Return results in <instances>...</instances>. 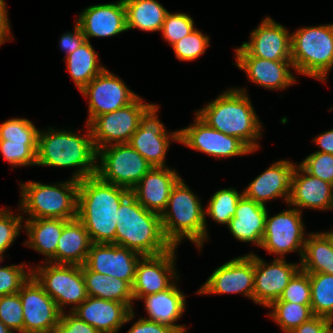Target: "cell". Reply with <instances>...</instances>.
I'll list each match as a JSON object with an SVG mask.
<instances>
[{
  "instance_id": "obj_2",
  "label": "cell",
  "mask_w": 333,
  "mask_h": 333,
  "mask_svg": "<svg viewBox=\"0 0 333 333\" xmlns=\"http://www.w3.org/2000/svg\"><path fill=\"white\" fill-rule=\"evenodd\" d=\"M84 134L72 130H39L36 166L75 168L72 179L83 180L96 175L97 150L93 143L90 126Z\"/></svg>"
},
{
  "instance_id": "obj_48",
  "label": "cell",
  "mask_w": 333,
  "mask_h": 333,
  "mask_svg": "<svg viewBox=\"0 0 333 333\" xmlns=\"http://www.w3.org/2000/svg\"><path fill=\"white\" fill-rule=\"evenodd\" d=\"M86 38L82 33L79 25L75 22L73 31L64 32L59 39V46L65 52V57L71 54L74 50L78 49L84 42Z\"/></svg>"
},
{
  "instance_id": "obj_24",
  "label": "cell",
  "mask_w": 333,
  "mask_h": 333,
  "mask_svg": "<svg viewBox=\"0 0 333 333\" xmlns=\"http://www.w3.org/2000/svg\"><path fill=\"white\" fill-rule=\"evenodd\" d=\"M72 313L100 333H118L136 315L124 303L93 296H88Z\"/></svg>"
},
{
  "instance_id": "obj_54",
  "label": "cell",
  "mask_w": 333,
  "mask_h": 333,
  "mask_svg": "<svg viewBox=\"0 0 333 333\" xmlns=\"http://www.w3.org/2000/svg\"><path fill=\"white\" fill-rule=\"evenodd\" d=\"M332 229H333V227H332ZM325 233L329 236L330 241H331L332 246H333V230L325 231Z\"/></svg>"
},
{
  "instance_id": "obj_30",
  "label": "cell",
  "mask_w": 333,
  "mask_h": 333,
  "mask_svg": "<svg viewBox=\"0 0 333 333\" xmlns=\"http://www.w3.org/2000/svg\"><path fill=\"white\" fill-rule=\"evenodd\" d=\"M91 245L84 224L78 218L69 220L63 227L56 248V264L84 265Z\"/></svg>"
},
{
  "instance_id": "obj_33",
  "label": "cell",
  "mask_w": 333,
  "mask_h": 333,
  "mask_svg": "<svg viewBox=\"0 0 333 333\" xmlns=\"http://www.w3.org/2000/svg\"><path fill=\"white\" fill-rule=\"evenodd\" d=\"M300 269L306 273L333 275V246L325 232H310L305 241Z\"/></svg>"
},
{
  "instance_id": "obj_18",
  "label": "cell",
  "mask_w": 333,
  "mask_h": 333,
  "mask_svg": "<svg viewBox=\"0 0 333 333\" xmlns=\"http://www.w3.org/2000/svg\"><path fill=\"white\" fill-rule=\"evenodd\" d=\"M18 293L23 308L24 333H54L61 312L37 280L31 275Z\"/></svg>"
},
{
  "instance_id": "obj_53",
  "label": "cell",
  "mask_w": 333,
  "mask_h": 333,
  "mask_svg": "<svg viewBox=\"0 0 333 333\" xmlns=\"http://www.w3.org/2000/svg\"><path fill=\"white\" fill-rule=\"evenodd\" d=\"M0 333H14L0 321Z\"/></svg>"
},
{
  "instance_id": "obj_1",
  "label": "cell",
  "mask_w": 333,
  "mask_h": 333,
  "mask_svg": "<svg viewBox=\"0 0 333 333\" xmlns=\"http://www.w3.org/2000/svg\"><path fill=\"white\" fill-rule=\"evenodd\" d=\"M131 191L102 181L97 175L79 180L77 218L92 243L115 244L117 211Z\"/></svg>"
},
{
  "instance_id": "obj_6",
  "label": "cell",
  "mask_w": 333,
  "mask_h": 333,
  "mask_svg": "<svg viewBox=\"0 0 333 333\" xmlns=\"http://www.w3.org/2000/svg\"><path fill=\"white\" fill-rule=\"evenodd\" d=\"M19 186L21 199L18 211L29 216L27 220L77 218L78 180L70 178L56 184L28 180L20 182Z\"/></svg>"
},
{
  "instance_id": "obj_15",
  "label": "cell",
  "mask_w": 333,
  "mask_h": 333,
  "mask_svg": "<svg viewBox=\"0 0 333 333\" xmlns=\"http://www.w3.org/2000/svg\"><path fill=\"white\" fill-rule=\"evenodd\" d=\"M254 252L235 257L217 267L196 294L239 293L253 301Z\"/></svg>"
},
{
  "instance_id": "obj_56",
  "label": "cell",
  "mask_w": 333,
  "mask_h": 333,
  "mask_svg": "<svg viewBox=\"0 0 333 333\" xmlns=\"http://www.w3.org/2000/svg\"><path fill=\"white\" fill-rule=\"evenodd\" d=\"M3 262V257L0 256V263Z\"/></svg>"
},
{
  "instance_id": "obj_42",
  "label": "cell",
  "mask_w": 333,
  "mask_h": 333,
  "mask_svg": "<svg viewBox=\"0 0 333 333\" xmlns=\"http://www.w3.org/2000/svg\"><path fill=\"white\" fill-rule=\"evenodd\" d=\"M38 128L27 118H11L0 124V140L38 141Z\"/></svg>"
},
{
  "instance_id": "obj_51",
  "label": "cell",
  "mask_w": 333,
  "mask_h": 333,
  "mask_svg": "<svg viewBox=\"0 0 333 333\" xmlns=\"http://www.w3.org/2000/svg\"><path fill=\"white\" fill-rule=\"evenodd\" d=\"M7 9L5 0H0V46L13 38Z\"/></svg>"
},
{
  "instance_id": "obj_31",
  "label": "cell",
  "mask_w": 333,
  "mask_h": 333,
  "mask_svg": "<svg viewBox=\"0 0 333 333\" xmlns=\"http://www.w3.org/2000/svg\"><path fill=\"white\" fill-rule=\"evenodd\" d=\"M82 273L88 296L121 302L133 310L132 286L127 281L90 271L85 265H82Z\"/></svg>"
},
{
  "instance_id": "obj_9",
  "label": "cell",
  "mask_w": 333,
  "mask_h": 333,
  "mask_svg": "<svg viewBox=\"0 0 333 333\" xmlns=\"http://www.w3.org/2000/svg\"><path fill=\"white\" fill-rule=\"evenodd\" d=\"M96 175L104 182L131 191L153 167L129 143L112 144L97 151Z\"/></svg>"
},
{
  "instance_id": "obj_5",
  "label": "cell",
  "mask_w": 333,
  "mask_h": 333,
  "mask_svg": "<svg viewBox=\"0 0 333 333\" xmlns=\"http://www.w3.org/2000/svg\"><path fill=\"white\" fill-rule=\"evenodd\" d=\"M199 197L182 178L173 186L161 214L164 236L172 246L178 247L185 238L202 250L206 242L205 207Z\"/></svg>"
},
{
  "instance_id": "obj_8",
  "label": "cell",
  "mask_w": 333,
  "mask_h": 333,
  "mask_svg": "<svg viewBox=\"0 0 333 333\" xmlns=\"http://www.w3.org/2000/svg\"><path fill=\"white\" fill-rule=\"evenodd\" d=\"M44 263L31 268L32 276L56 302L61 313L66 312L68 306L72 312L88 297L82 266Z\"/></svg>"
},
{
  "instance_id": "obj_52",
  "label": "cell",
  "mask_w": 333,
  "mask_h": 333,
  "mask_svg": "<svg viewBox=\"0 0 333 333\" xmlns=\"http://www.w3.org/2000/svg\"><path fill=\"white\" fill-rule=\"evenodd\" d=\"M312 141L320 148L317 152L333 154V128L315 136Z\"/></svg>"
},
{
  "instance_id": "obj_22",
  "label": "cell",
  "mask_w": 333,
  "mask_h": 333,
  "mask_svg": "<svg viewBox=\"0 0 333 333\" xmlns=\"http://www.w3.org/2000/svg\"><path fill=\"white\" fill-rule=\"evenodd\" d=\"M288 206L303 211L333 210V185L307 173L298 163L291 175Z\"/></svg>"
},
{
  "instance_id": "obj_36",
  "label": "cell",
  "mask_w": 333,
  "mask_h": 333,
  "mask_svg": "<svg viewBox=\"0 0 333 333\" xmlns=\"http://www.w3.org/2000/svg\"><path fill=\"white\" fill-rule=\"evenodd\" d=\"M267 308L268 315L284 333H290L303 322L313 317L311 305H301L288 301H273Z\"/></svg>"
},
{
  "instance_id": "obj_44",
  "label": "cell",
  "mask_w": 333,
  "mask_h": 333,
  "mask_svg": "<svg viewBox=\"0 0 333 333\" xmlns=\"http://www.w3.org/2000/svg\"><path fill=\"white\" fill-rule=\"evenodd\" d=\"M31 275V265L25 263L0 266V296L17 293Z\"/></svg>"
},
{
  "instance_id": "obj_26",
  "label": "cell",
  "mask_w": 333,
  "mask_h": 333,
  "mask_svg": "<svg viewBox=\"0 0 333 333\" xmlns=\"http://www.w3.org/2000/svg\"><path fill=\"white\" fill-rule=\"evenodd\" d=\"M236 66L254 84L266 89L286 90L298 82L291 60H267L258 57H235Z\"/></svg>"
},
{
  "instance_id": "obj_12",
  "label": "cell",
  "mask_w": 333,
  "mask_h": 333,
  "mask_svg": "<svg viewBox=\"0 0 333 333\" xmlns=\"http://www.w3.org/2000/svg\"><path fill=\"white\" fill-rule=\"evenodd\" d=\"M159 108V105L152 103L144 111L129 144L153 167H167L166 154L171 142H179V130H166L158 117Z\"/></svg>"
},
{
  "instance_id": "obj_50",
  "label": "cell",
  "mask_w": 333,
  "mask_h": 333,
  "mask_svg": "<svg viewBox=\"0 0 333 333\" xmlns=\"http://www.w3.org/2000/svg\"><path fill=\"white\" fill-rule=\"evenodd\" d=\"M126 333H177L174 329L158 322L139 318Z\"/></svg>"
},
{
  "instance_id": "obj_20",
  "label": "cell",
  "mask_w": 333,
  "mask_h": 333,
  "mask_svg": "<svg viewBox=\"0 0 333 333\" xmlns=\"http://www.w3.org/2000/svg\"><path fill=\"white\" fill-rule=\"evenodd\" d=\"M141 257V254L116 244L92 243L84 265L90 271L125 280L133 286Z\"/></svg>"
},
{
  "instance_id": "obj_17",
  "label": "cell",
  "mask_w": 333,
  "mask_h": 333,
  "mask_svg": "<svg viewBox=\"0 0 333 333\" xmlns=\"http://www.w3.org/2000/svg\"><path fill=\"white\" fill-rule=\"evenodd\" d=\"M178 247L154 256H142L137 263L135 280L132 286L134 301L142 297L168 289L178 282L176 252Z\"/></svg>"
},
{
  "instance_id": "obj_35",
  "label": "cell",
  "mask_w": 333,
  "mask_h": 333,
  "mask_svg": "<svg viewBox=\"0 0 333 333\" xmlns=\"http://www.w3.org/2000/svg\"><path fill=\"white\" fill-rule=\"evenodd\" d=\"M243 196V191L238 192L236 188H221L210 197L207 207H205V231L206 241L209 240L207 217L214 222L222 225H228L229 221L235 216L237 203Z\"/></svg>"
},
{
  "instance_id": "obj_19",
  "label": "cell",
  "mask_w": 333,
  "mask_h": 333,
  "mask_svg": "<svg viewBox=\"0 0 333 333\" xmlns=\"http://www.w3.org/2000/svg\"><path fill=\"white\" fill-rule=\"evenodd\" d=\"M266 262L254 253L253 302L264 308L281 297L290 279L300 269V263H288L285 258Z\"/></svg>"
},
{
  "instance_id": "obj_47",
  "label": "cell",
  "mask_w": 333,
  "mask_h": 333,
  "mask_svg": "<svg viewBox=\"0 0 333 333\" xmlns=\"http://www.w3.org/2000/svg\"><path fill=\"white\" fill-rule=\"evenodd\" d=\"M54 333H100L92 325L79 319L72 312L61 313Z\"/></svg>"
},
{
  "instance_id": "obj_41",
  "label": "cell",
  "mask_w": 333,
  "mask_h": 333,
  "mask_svg": "<svg viewBox=\"0 0 333 333\" xmlns=\"http://www.w3.org/2000/svg\"><path fill=\"white\" fill-rule=\"evenodd\" d=\"M25 216L21 213L14 214L11 209H0V256L4 258V253L11 247L21 230Z\"/></svg>"
},
{
  "instance_id": "obj_55",
  "label": "cell",
  "mask_w": 333,
  "mask_h": 333,
  "mask_svg": "<svg viewBox=\"0 0 333 333\" xmlns=\"http://www.w3.org/2000/svg\"><path fill=\"white\" fill-rule=\"evenodd\" d=\"M327 333H333V326L329 329Z\"/></svg>"
},
{
  "instance_id": "obj_13",
  "label": "cell",
  "mask_w": 333,
  "mask_h": 333,
  "mask_svg": "<svg viewBox=\"0 0 333 333\" xmlns=\"http://www.w3.org/2000/svg\"><path fill=\"white\" fill-rule=\"evenodd\" d=\"M194 122L179 130V143L215 159L244 156L253 151L237 137L228 136L203 121L196 113Z\"/></svg>"
},
{
  "instance_id": "obj_4",
  "label": "cell",
  "mask_w": 333,
  "mask_h": 333,
  "mask_svg": "<svg viewBox=\"0 0 333 333\" xmlns=\"http://www.w3.org/2000/svg\"><path fill=\"white\" fill-rule=\"evenodd\" d=\"M117 214L116 245L142 256L159 255L173 247L164 236L161 216L145 209L131 193L121 202Z\"/></svg>"
},
{
  "instance_id": "obj_32",
  "label": "cell",
  "mask_w": 333,
  "mask_h": 333,
  "mask_svg": "<svg viewBox=\"0 0 333 333\" xmlns=\"http://www.w3.org/2000/svg\"><path fill=\"white\" fill-rule=\"evenodd\" d=\"M126 11L127 30L144 32L161 31L169 12L157 0H123Z\"/></svg>"
},
{
  "instance_id": "obj_34",
  "label": "cell",
  "mask_w": 333,
  "mask_h": 333,
  "mask_svg": "<svg viewBox=\"0 0 333 333\" xmlns=\"http://www.w3.org/2000/svg\"><path fill=\"white\" fill-rule=\"evenodd\" d=\"M63 60L79 92L106 68L99 62L98 53L87 40Z\"/></svg>"
},
{
  "instance_id": "obj_49",
  "label": "cell",
  "mask_w": 333,
  "mask_h": 333,
  "mask_svg": "<svg viewBox=\"0 0 333 333\" xmlns=\"http://www.w3.org/2000/svg\"><path fill=\"white\" fill-rule=\"evenodd\" d=\"M332 326V320L321 316H313L290 333H327Z\"/></svg>"
},
{
  "instance_id": "obj_16",
  "label": "cell",
  "mask_w": 333,
  "mask_h": 333,
  "mask_svg": "<svg viewBox=\"0 0 333 333\" xmlns=\"http://www.w3.org/2000/svg\"><path fill=\"white\" fill-rule=\"evenodd\" d=\"M291 32L270 16L250 32V39L235 48V57L291 60Z\"/></svg>"
},
{
  "instance_id": "obj_43",
  "label": "cell",
  "mask_w": 333,
  "mask_h": 333,
  "mask_svg": "<svg viewBox=\"0 0 333 333\" xmlns=\"http://www.w3.org/2000/svg\"><path fill=\"white\" fill-rule=\"evenodd\" d=\"M0 321L14 333H24L23 308L18 292L0 296Z\"/></svg>"
},
{
  "instance_id": "obj_25",
  "label": "cell",
  "mask_w": 333,
  "mask_h": 333,
  "mask_svg": "<svg viewBox=\"0 0 333 333\" xmlns=\"http://www.w3.org/2000/svg\"><path fill=\"white\" fill-rule=\"evenodd\" d=\"M181 177L176 169L168 166L152 167L131 190V194L145 209L161 216L173 186Z\"/></svg>"
},
{
  "instance_id": "obj_38",
  "label": "cell",
  "mask_w": 333,
  "mask_h": 333,
  "mask_svg": "<svg viewBox=\"0 0 333 333\" xmlns=\"http://www.w3.org/2000/svg\"><path fill=\"white\" fill-rule=\"evenodd\" d=\"M38 141L0 140V153L11 167L36 166Z\"/></svg>"
},
{
  "instance_id": "obj_45",
  "label": "cell",
  "mask_w": 333,
  "mask_h": 333,
  "mask_svg": "<svg viewBox=\"0 0 333 333\" xmlns=\"http://www.w3.org/2000/svg\"><path fill=\"white\" fill-rule=\"evenodd\" d=\"M311 305V286L309 273L299 269L288 282L283 294L278 300Z\"/></svg>"
},
{
  "instance_id": "obj_46",
  "label": "cell",
  "mask_w": 333,
  "mask_h": 333,
  "mask_svg": "<svg viewBox=\"0 0 333 333\" xmlns=\"http://www.w3.org/2000/svg\"><path fill=\"white\" fill-rule=\"evenodd\" d=\"M298 164L310 175L333 185V154L315 151Z\"/></svg>"
},
{
  "instance_id": "obj_37",
  "label": "cell",
  "mask_w": 333,
  "mask_h": 333,
  "mask_svg": "<svg viewBox=\"0 0 333 333\" xmlns=\"http://www.w3.org/2000/svg\"><path fill=\"white\" fill-rule=\"evenodd\" d=\"M309 280L313 315L333 321V275L309 273Z\"/></svg>"
},
{
  "instance_id": "obj_3",
  "label": "cell",
  "mask_w": 333,
  "mask_h": 333,
  "mask_svg": "<svg viewBox=\"0 0 333 333\" xmlns=\"http://www.w3.org/2000/svg\"><path fill=\"white\" fill-rule=\"evenodd\" d=\"M195 113L210 127L243 141L253 152L260 148L262 122L246 88L225 90Z\"/></svg>"
},
{
  "instance_id": "obj_10",
  "label": "cell",
  "mask_w": 333,
  "mask_h": 333,
  "mask_svg": "<svg viewBox=\"0 0 333 333\" xmlns=\"http://www.w3.org/2000/svg\"><path fill=\"white\" fill-rule=\"evenodd\" d=\"M287 207L289 209L272 216L267 212L260 248L274 254L276 258H285L287 253L296 251L301 261L308 232L304 230L302 212L297 208Z\"/></svg>"
},
{
  "instance_id": "obj_23",
  "label": "cell",
  "mask_w": 333,
  "mask_h": 333,
  "mask_svg": "<svg viewBox=\"0 0 333 333\" xmlns=\"http://www.w3.org/2000/svg\"><path fill=\"white\" fill-rule=\"evenodd\" d=\"M295 166L296 163L287 159L275 161L248 184L243 195L264 206L278 198L288 203L291 175Z\"/></svg>"
},
{
  "instance_id": "obj_29",
  "label": "cell",
  "mask_w": 333,
  "mask_h": 333,
  "mask_svg": "<svg viewBox=\"0 0 333 333\" xmlns=\"http://www.w3.org/2000/svg\"><path fill=\"white\" fill-rule=\"evenodd\" d=\"M23 224L28 240L23 245L28 246L46 257L44 262L56 264V248L64 225L69 221L65 219L38 218L26 220Z\"/></svg>"
},
{
  "instance_id": "obj_21",
  "label": "cell",
  "mask_w": 333,
  "mask_h": 333,
  "mask_svg": "<svg viewBox=\"0 0 333 333\" xmlns=\"http://www.w3.org/2000/svg\"><path fill=\"white\" fill-rule=\"evenodd\" d=\"M75 22L87 41L91 37H113L128 31L123 0L90 5L80 12Z\"/></svg>"
},
{
  "instance_id": "obj_40",
  "label": "cell",
  "mask_w": 333,
  "mask_h": 333,
  "mask_svg": "<svg viewBox=\"0 0 333 333\" xmlns=\"http://www.w3.org/2000/svg\"><path fill=\"white\" fill-rule=\"evenodd\" d=\"M190 15L184 12L166 14L161 28V35L169 45H173L196 29Z\"/></svg>"
},
{
  "instance_id": "obj_11",
  "label": "cell",
  "mask_w": 333,
  "mask_h": 333,
  "mask_svg": "<svg viewBox=\"0 0 333 333\" xmlns=\"http://www.w3.org/2000/svg\"><path fill=\"white\" fill-rule=\"evenodd\" d=\"M151 104L138 96L118 110L97 116L89 124L96 150L112 144L129 143L139 126L141 115Z\"/></svg>"
},
{
  "instance_id": "obj_28",
  "label": "cell",
  "mask_w": 333,
  "mask_h": 333,
  "mask_svg": "<svg viewBox=\"0 0 333 333\" xmlns=\"http://www.w3.org/2000/svg\"><path fill=\"white\" fill-rule=\"evenodd\" d=\"M267 209L243 195L237 203L235 216L227 225L232 236L242 243L251 242L253 246L260 247L265 232Z\"/></svg>"
},
{
  "instance_id": "obj_14",
  "label": "cell",
  "mask_w": 333,
  "mask_h": 333,
  "mask_svg": "<svg viewBox=\"0 0 333 333\" xmlns=\"http://www.w3.org/2000/svg\"><path fill=\"white\" fill-rule=\"evenodd\" d=\"M80 93L88 99V117L85 123L88 125L97 116L118 110L139 96L107 68L91 80Z\"/></svg>"
},
{
  "instance_id": "obj_39",
  "label": "cell",
  "mask_w": 333,
  "mask_h": 333,
  "mask_svg": "<svg viewBox=\"0 0 333 333\" xmlns=\"http://www.w3.org/2000/svg\"><path fill=\"white\" fill-rule=\"evenodd\" d=\"M210 37L195 29L171 47L180 61H193L203 55L210 46Z\"/></svg>"
},
{
  "instance_id": "obj_7",
  "label": "cell",
  "mask_w": 333,
  "mask_h": 333,
  "mask_svg": "<svg viewBox=\"0 0 333 333\" xmlns=\"http://www.w3.org/2000/svg\"><path fill=\"white\" fill-rule=\"evenodd\" d=\"M294 71L326 82L333 69V24L300 27L291 33Z\"/></svg>"
},
{
  "instance_id": "obj_27",
  "label": "cell",
  "mask_w": 333,
  "mask_h": 333,
  "mask_svg": "<svg viewBox=\"0 0 333 333\" xmlns=\"http://www.w3.org/2000/svg\"><path fill=\"white\" fill-rule=\"evenodd\" d=\"M186 295L174 282L168 289L142 297L148 316L146 319L174 329L177 333H187L185 324H175L186 311Z\"/></svg>"
}]
</instances>
